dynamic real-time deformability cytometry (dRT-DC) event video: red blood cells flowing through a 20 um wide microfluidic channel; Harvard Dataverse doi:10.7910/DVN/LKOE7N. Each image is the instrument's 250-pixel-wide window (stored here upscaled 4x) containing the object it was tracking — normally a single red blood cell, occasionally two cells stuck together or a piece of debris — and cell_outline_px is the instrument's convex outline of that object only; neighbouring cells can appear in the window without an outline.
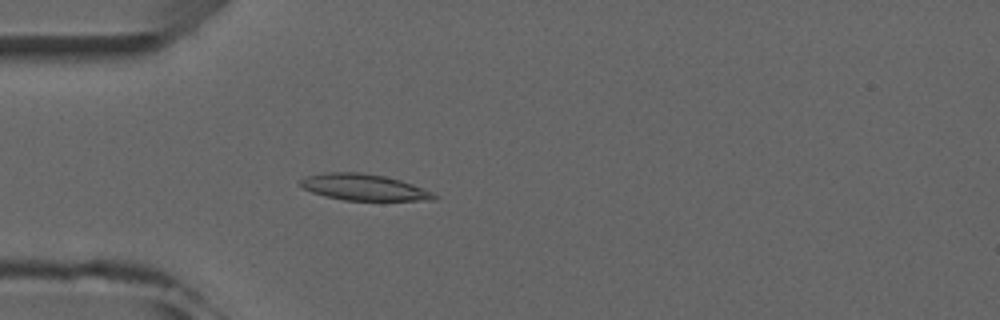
{"species": "common noctule bat (a hibernating species)", "species_latin": "Nyctalus noctula", "temperature_condition": "room temperature", "stored_images_in_passage": 4, "camera_frame_rate_fps": 3000, "um_per_image_px": 0.085, "animal": {"sex": "male", "forearm_length_mm": 52.5}, "frame": {"image": 1, "passage_image": 4, "time_ms": 3.333, "image_size_px": [1000, 320], "cell_outline_px": [[436, 200], [344, 200], [324, 196], [312, 192], [304, 188], [300, 184], [300, 180], [304, 176], [324, 172], [360, 172], [384, 176], [400, 180], [412, 184], [432, 192], [436, 196]], "centroid_in_image_um": [30.88, 15.91], "position_along_channel_um": 54.1, "area_um2": 20.4}}